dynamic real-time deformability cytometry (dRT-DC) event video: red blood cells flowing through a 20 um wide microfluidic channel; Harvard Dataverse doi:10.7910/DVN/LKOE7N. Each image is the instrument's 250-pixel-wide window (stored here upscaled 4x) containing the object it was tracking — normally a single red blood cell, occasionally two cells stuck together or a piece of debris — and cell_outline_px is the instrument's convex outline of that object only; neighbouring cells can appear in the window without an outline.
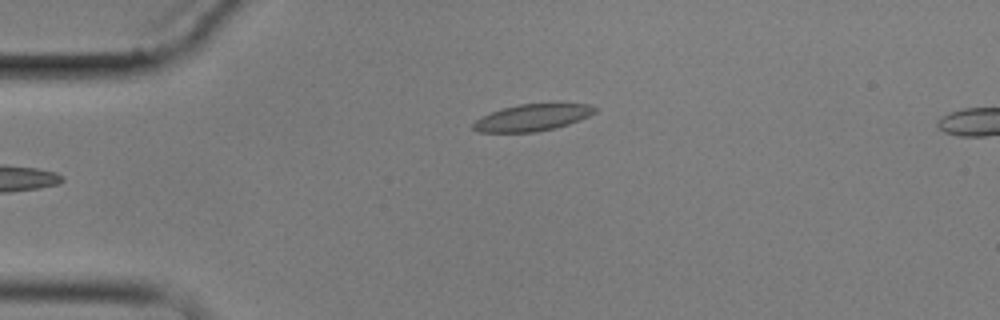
{"species": "common noctule bat (a hibernating species)", "species_latin": "Nyctalus noctula", "temperature_condition": "cold", "stored_images_in_passage": 5, "camera_frame_rate_fps": 3000, "um_per_image_px": 0.085, "animal": {"sex": "male", "body_mass_g": 17.9}, "frame": {"image": 1, "passage_image": 5, "time_ms": 5.667, "image_size_px": [1000, 320], "cell_outline_px": [[596, 112], [588, 116], [568, 124], [556, 128], [536, 132], [480, 132], [472, 128], [472, 124], [476, 120], [492, 112], [504, 108], [520, 104], [592, 104], [596, 108]], "centroid_in_image_um": [45.26, 10.0], "position_along_channel_um": 39.7, "area_um2": 18.67}}